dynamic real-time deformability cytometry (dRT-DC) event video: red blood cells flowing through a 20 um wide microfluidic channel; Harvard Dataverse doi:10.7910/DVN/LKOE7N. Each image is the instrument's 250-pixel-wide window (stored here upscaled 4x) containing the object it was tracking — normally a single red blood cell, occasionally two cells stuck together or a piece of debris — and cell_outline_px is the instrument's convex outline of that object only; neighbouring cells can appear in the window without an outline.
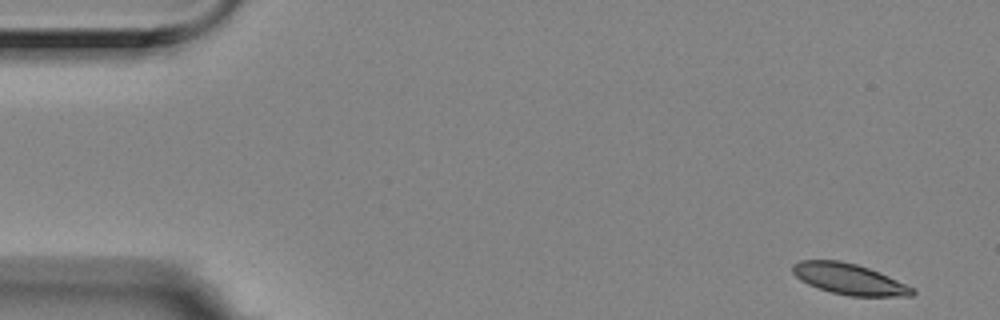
{"species": "Egyptian fruit bat (a non-hibernating species)", "species_latin": "Rousettus aegyptiacus", "temperature_condition": "room temperature", "stored_images_in_passage": 4, "camera_frame_rate_fps": 3000, "um_per_image_px": 0.085, "animal": {"sex": "female"}, "frame": {"image": 1, "passage_image": 1, "time_ms": 0.0, "image_size_px": [1000, 320], "cell_outline_px": [[916, 292], [912, 296], [848, 296], [832, 292], [808, 284], [800, 280], [792, 272], [792, 264], [800, 260], [840, 260], [856, 264], [880, 272], [916, 288]], "centroid_in_image_um": [72.21, 23.72], "position_along_channel_um": 12.8, "area_um2": 21.68}}
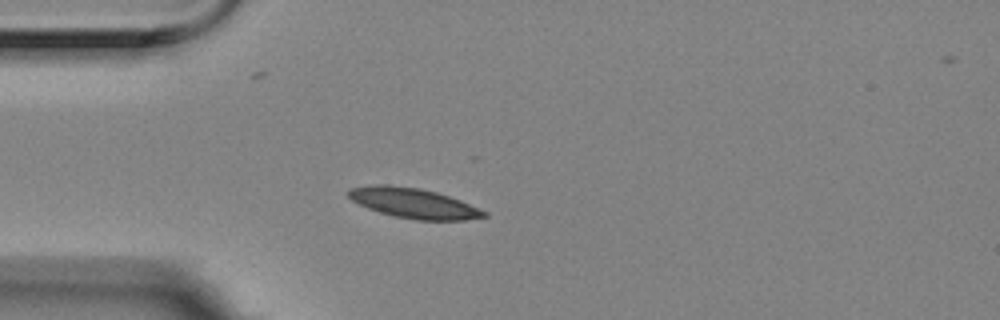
{"frame": {"image": 2, "passage_image": 4, "time_ms": 1.0, "image_size_px": [1000, 320], "cell_outline_px": [[488, 216], [464, 220], [416, 220], [396, 216], [380, 212], [368, 208], [352, 200], [348, 196], [348, 192], [352, 188], [376, 184], [388, 184], [420, 188], [436, 192], [460, 200], [488, 212]], "centroid_in_image_um": [35.18, 17.26], "position_along_channel_um": 49.8, "area_um2": 23.52}}